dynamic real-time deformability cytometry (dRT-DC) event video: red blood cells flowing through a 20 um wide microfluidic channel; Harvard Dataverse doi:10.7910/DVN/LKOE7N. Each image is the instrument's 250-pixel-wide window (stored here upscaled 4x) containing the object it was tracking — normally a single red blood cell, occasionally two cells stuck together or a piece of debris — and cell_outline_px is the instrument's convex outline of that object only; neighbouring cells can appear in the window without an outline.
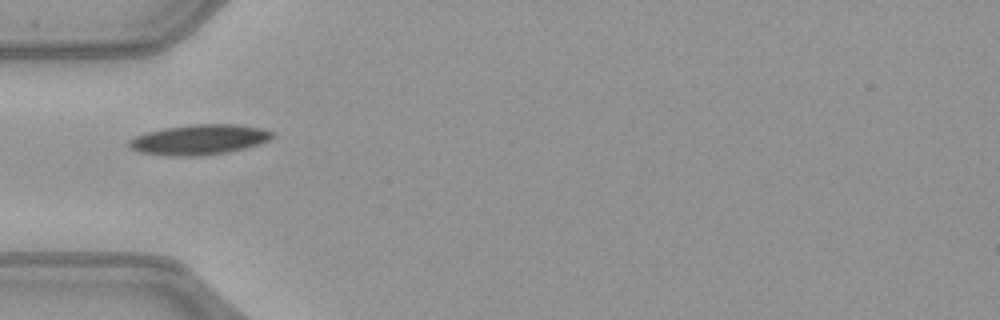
{"species": "common noctule bat (a hibernating species)", "species_latin": "Nyctalus noctula", "temperature_condition": "warm", "stored_images_in_passage": 31, "camera_frame_rate_fps": 3000, "um_per_image_px": 0.085, "animal": {"sex": "female", "body_mass_g": 21.9}, "frame": {"image": 1, "passage_image": 1, "time_ms": 0.0, "image_size_px": [1000, 320], "cell_outline_px": [[276, 136], [260, 144], [228, 152], [200, 156], [168, 156], [140, 152], [132, 148], [128, 144], [128, 140], [136, 136], [148, 132], [164, 128], [192, 124], [236, 124], [260, 128], [272, 132]], "centroid_in_image_um": [16.95, 11.87], "position_along_channel_um": 68.1, "area_um2": 25.14}}
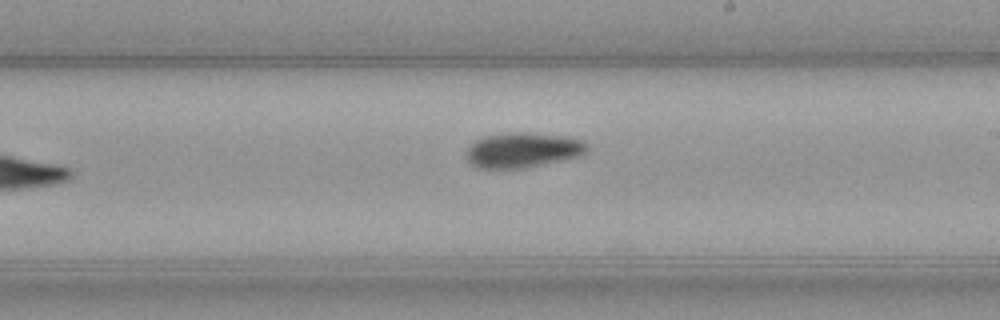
{"frame": {"image": 2, "passage_image": 14, "time_ms": 4.333, "image_size_px": [1000, 320], "cell_outline_px": [[588, 152], [584, 156], [524, 168], [476, 168], [468, 160], [464, 152], [476, 140], [484, 136], [508, 132], [524, 132], [568, 136], [584, 140], [588, 144]], "centroid_in_image_um": [44.5, 12.75], "position_along_channel_um": 244.5, "area_um2": 25.14}}
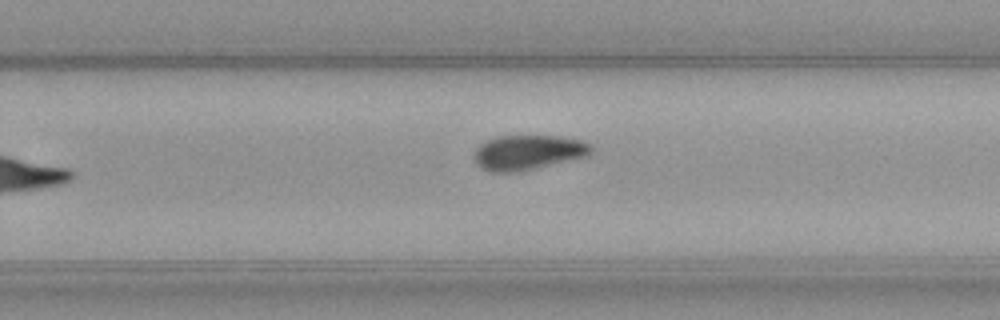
{"frame": {"image": 3, "passage_image": 17, "time_ms": 5.333, "image_size_px": [1000, 320], "cell_outline_px": [[592, 152], [588, 156], [520, 172], [492, 172], [480, 168], [476, 164], [476, 148], [484, 140], [496, 136], [560, 136], [584, 140], [592, 144]], "centroid_in_image_um": [44.92, 12.95], "position_along_channel_um": 284.9, "area_um2": 24.04}, "authors_computed_cell_mechanics": {"area_um2": 23.7558, "velocity_mm_per_s": 4.0596, "shape_relaxation_time_tau1_ms": 5.2279, "shape_relaxation_time_tau2_ms": 9.4416, "deformation_change_tau1": 0.1539, "deformation_change_tau2": 0.1346}}